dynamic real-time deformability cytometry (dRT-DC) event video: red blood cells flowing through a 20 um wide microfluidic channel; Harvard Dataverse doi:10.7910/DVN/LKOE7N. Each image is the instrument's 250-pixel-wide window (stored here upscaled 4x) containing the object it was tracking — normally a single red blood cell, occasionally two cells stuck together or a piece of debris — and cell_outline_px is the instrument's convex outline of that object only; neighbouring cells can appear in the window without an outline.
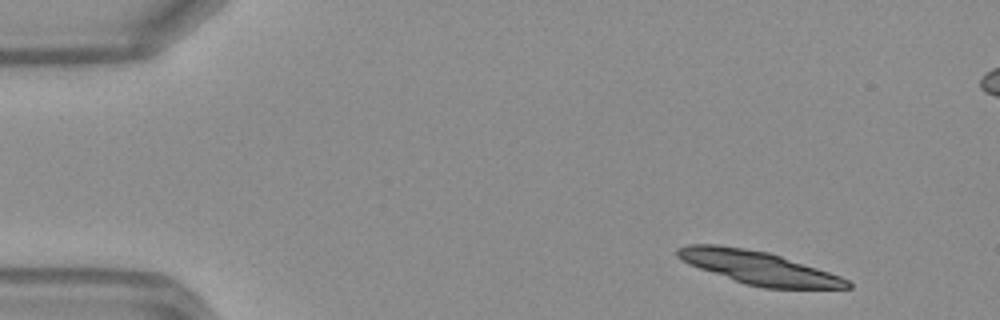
{"species": "Egyptian fruit bat (a non-hibernating species)", "species_latin": "Rousettus aegyptiacus", "temperature_condition": "warm", "stored_images_in_passage": 24, "camera_frame_rate_fps": 3000, "um_per_image_px": 0.085, "frame": {"image": 1, "passage_image": 1, "time_ms": 0.0, "image_size_px": [1000, 320], "cell_outline_px": [[852, 288], [764, 288], [744, 284], [688, 264], [680, 260], [676, 256], [676, 248], [688, 244], [720, 244], [768, 252], [840, 276], [848, 280], [852, 284]], "centroid_in_image_um": [64.41, 22.75], "position_along_channel_um": 20.6, "area_um2": 32.6}}